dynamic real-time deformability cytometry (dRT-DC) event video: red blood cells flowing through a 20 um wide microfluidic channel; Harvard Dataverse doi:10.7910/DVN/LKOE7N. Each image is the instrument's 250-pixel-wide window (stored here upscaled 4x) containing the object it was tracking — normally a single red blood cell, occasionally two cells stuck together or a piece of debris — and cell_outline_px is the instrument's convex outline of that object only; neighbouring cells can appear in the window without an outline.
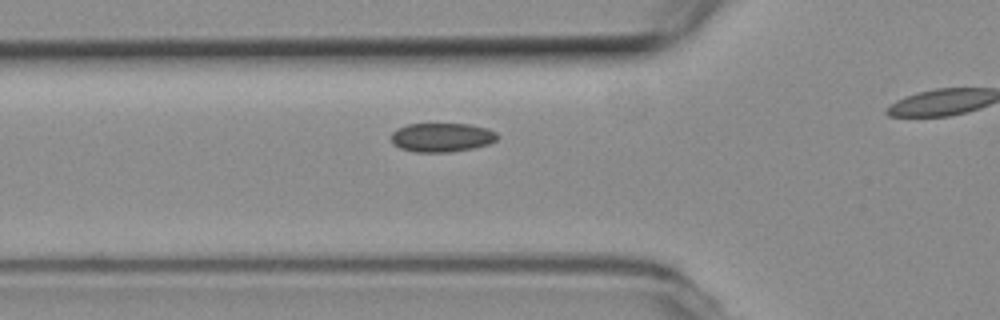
{"species": "common noctule bat (a hibernating species)", "species_latin": "Nyctalus noctula", "temperature_condition": "room temperature", "stored_images_in_passage": 8, "camera_frame_rate_fps": 3000, "um_per_image_px": 0.085, "animal": {"sex": "female", "body_mass_g": 19.3, "forearm_length_mm": 54.1}, "frame": {"image": 1, "passage_image": 3, "time_ms": 0.667, "image_size_px": [1000, 320], "cell_outline_px": [[500, 136], [496, 140], [488, 144], [472, 148], [448, 152], [416, 152], [400, 148], [392, 144], [392, 132], [396, 128], [408, 124], [468, 124], [488, 128], [496, 132]], "centroid_in_image_um": [37.55, 11.67], "position_along_channel_um": 88.2, "area_um2": 17.98}}
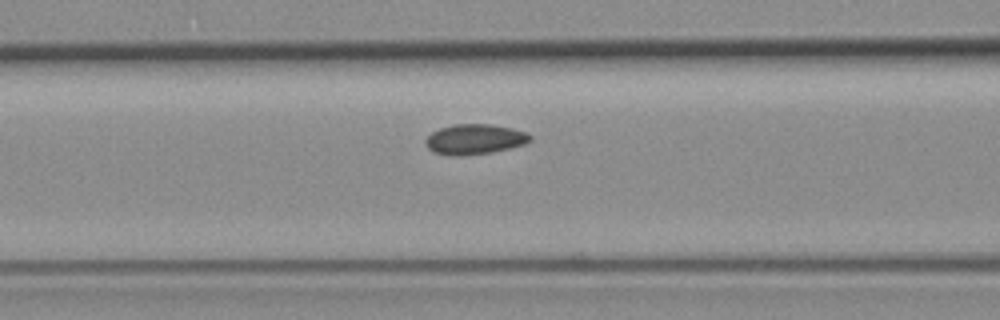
{"frame": {"image": 2, "passage_image": 6, "time_ms": 1.667, "image_size_px": [1000, 320], "cell_outline_px": [[532, 140], [524, 144], [492, 152], [456, 156], [452, 156], [432, 152], [428, 148], [424, 140], [432, 132], [440, 128], [452, 124], [488, 124], [512, 128], [524, 132], [532, 136]], "centroid_in_image_um": [40.32, 11.83], "position_along_channel_um": 126.3, "area_um2": 18.32}}